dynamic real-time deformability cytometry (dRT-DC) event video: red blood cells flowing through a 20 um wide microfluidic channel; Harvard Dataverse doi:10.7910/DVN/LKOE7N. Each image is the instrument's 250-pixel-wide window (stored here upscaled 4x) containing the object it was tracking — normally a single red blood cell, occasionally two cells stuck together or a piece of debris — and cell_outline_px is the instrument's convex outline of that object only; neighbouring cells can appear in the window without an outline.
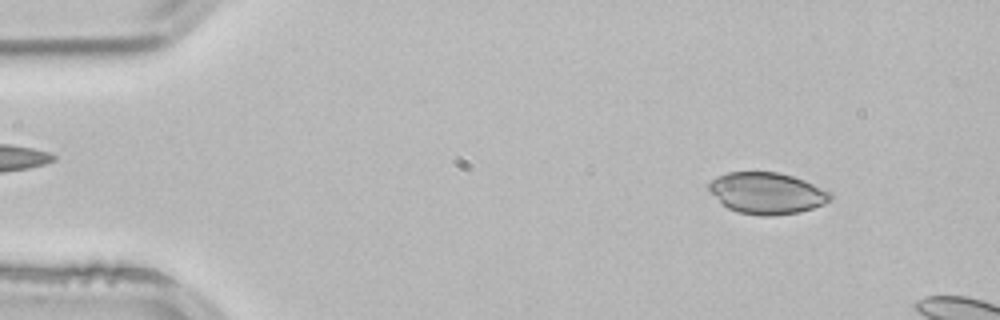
{"species": "common noctule bat (a hibernating species)", "species_latin": "Nyctalus noctula", "temperature_condition": "room temperature", "stored_images_in_passage": 3, "camera_frame_rate_fps": 3000, "um_per_image_px": 0.085, "animal": {"sex": "male", "body_mass_g": 21.5, "forearm_length_mm": 52.0}, "frame": {"image": 1, "passage_image": 1, "time_ms": 0.0, "image_size_px": [1000, 320], "cell_outline_px": [[832, 196], [824, 204], [800, 212], [772, 216], [760, 216], [736, 212], [728, 208], [708, 188], [708, 184], [716, 176], [728, 172], [780, 172], [804, 180], [832, 192]], "centroid_in_image_um": [65.2, 16.42], "position_along_channel_um": 19.8, "area_um2": 29.25}}